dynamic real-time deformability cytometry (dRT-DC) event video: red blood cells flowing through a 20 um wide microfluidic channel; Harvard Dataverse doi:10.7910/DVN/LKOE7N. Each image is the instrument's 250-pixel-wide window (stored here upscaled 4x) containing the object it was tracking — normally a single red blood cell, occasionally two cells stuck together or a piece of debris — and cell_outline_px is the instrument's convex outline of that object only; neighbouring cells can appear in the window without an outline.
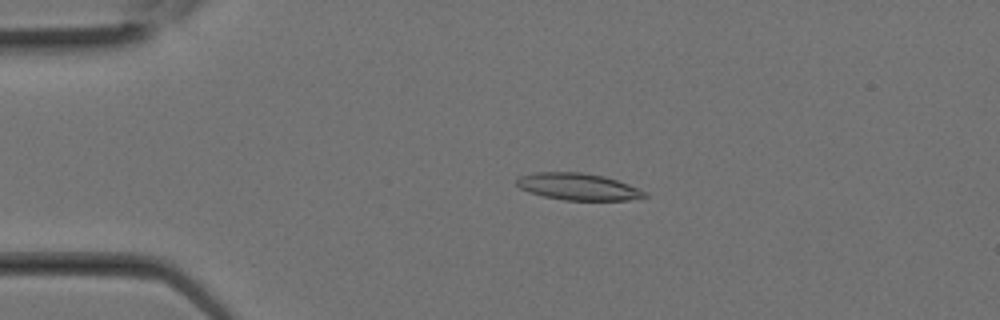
{"species": "Egyptian fruit bat (a non-hibernating species)", "species_latin": "Rousettus aegyptiacus", "temperature_condition": "room temperature", "stored_images_in_passage": 8, "camera_frame_rate_fps": 3000, "um_per_image_px": 0.085, "animal": {"sex": "female"}, "frame": {"image": 1, "passage_image": 1, "time_ms": 0.0, "image_size_px": [1000, 320], "cell_outline_px": [[648, 196], [628, 200], [564, 200], [544, 196], [528, 192], [520, 188], [516, 184], [516, 176], [536, 172], [580, 172], [604, 176], [628, 184], [648, 192]], "centroid_in_image_um": [49.11, 15.86], "position_along_channel_um": 35.9, "area_um2": 20.11}}
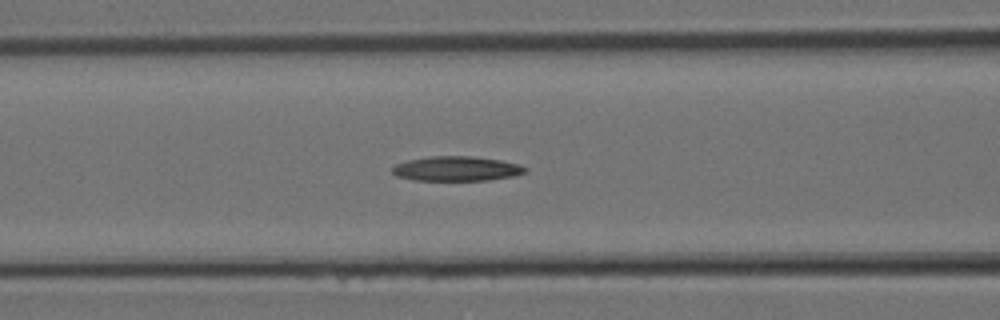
{"frame": {"image": 2, "passage_image": 6, "time_ms": 1.667, "image_size_px": [1000, 320], "cell_outline_px": [[528, 172], [516, 176], [488, 180], [416, 180], [396, 176], [392, 172], [392, 168], [396, 164], [408, 160], [428, 156], [472, 156], [500, 160], [520, 164], [528, 168]], "centroid_in_image_um": [38.86, 14.33], "position_along_channel_um": 127.7, "area_um2": 19.25}}
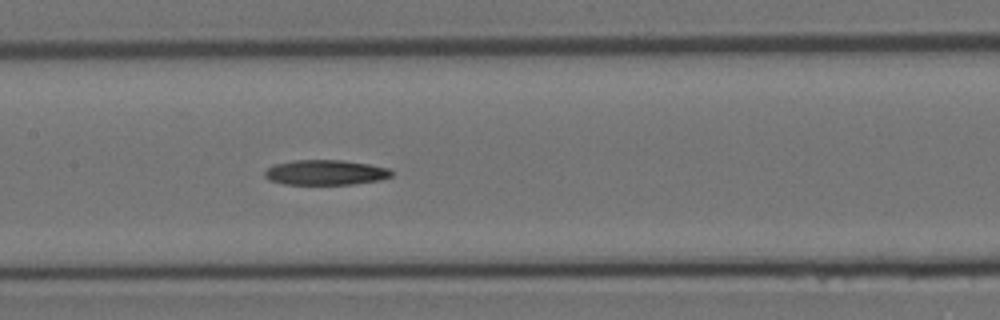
{"frame": {"image": 3, "passage_image": 8, "time_ms": 2.333, "image_size_px": [1000, 320], "cell_outline_px": [[392, 176], [380, 180], [352, 184], [284, 184], [268, 180], [264, 176], [264, 172], [272, 164], [292, 160], [344, 160], [368, 164], [388, 168], [392, 172]], "centroid_in_image_um": [27.63, 14.65], "position_along_channel_um": 179.8, "area_um2": 18.61}}